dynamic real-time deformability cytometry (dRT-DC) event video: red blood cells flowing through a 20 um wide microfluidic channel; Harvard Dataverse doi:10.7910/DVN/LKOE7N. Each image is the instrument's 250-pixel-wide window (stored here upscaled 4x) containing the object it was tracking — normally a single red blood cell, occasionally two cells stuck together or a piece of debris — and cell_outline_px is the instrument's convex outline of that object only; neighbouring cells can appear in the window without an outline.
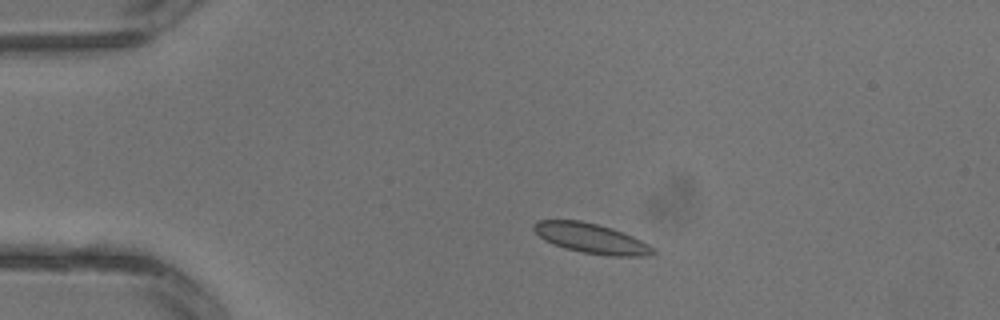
{"species": "common noctule bat (a hibernating species)", "species_latin": "Nyctalus noctula", "temperature_condition": "warm", "stored_images_in_passage": 3, "camera_frame_rate_fps": 3000, "um_per_image_px": 0.085, "animal": {"sex": "male", "body_mass_g": 13.3}, "frame": {"image": 1, "passage_image": 2, "time_ms": 0.333, "image_size_px": [1000, 320], "cell_outline_px": [[656, 252], [644, 256], [612, 256], [584, 252], [564, 248], [544, 240], [532, 228], [532, 224], [536, 220], [580, 220], [612, 228], [632, 236], [656, 248]], "centroid_in_image_um": [50.24, 20.25], "position_along_channel_um": 34.8, "area_um2": 20.63}}